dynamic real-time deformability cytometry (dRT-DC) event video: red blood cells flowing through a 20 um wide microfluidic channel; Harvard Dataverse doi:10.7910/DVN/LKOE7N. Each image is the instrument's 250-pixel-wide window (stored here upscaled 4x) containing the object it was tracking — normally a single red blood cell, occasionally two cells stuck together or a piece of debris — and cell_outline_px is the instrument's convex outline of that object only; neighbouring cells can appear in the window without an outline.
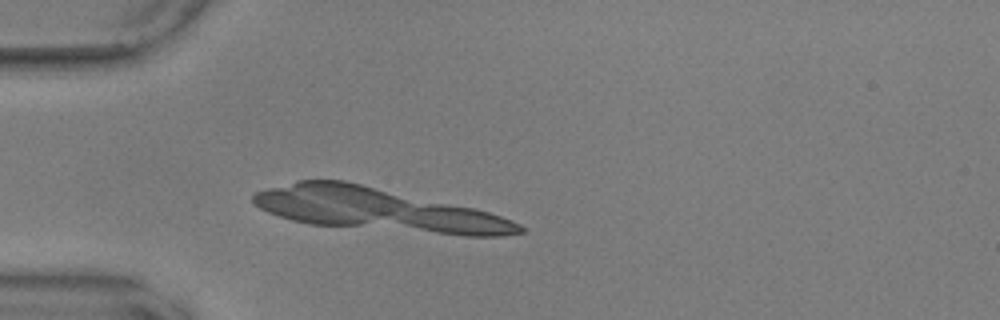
{"species": "common noctule bat (a hibernating species)", "species_latin": "Nyctalus noctula", "temperature_condition": "warm", "stored_images_in_passage": 7, "camera_frame_rate_fps": 3000, "um_per_image_px": 0.085, "animal": {"sex": "male", "body_mass_g": 17.9, "forearm_length_mm": 54.2}, "frame": {"image": 1, "passage_image": 1, "time_ms": 0.0, "image_size_px": [1000, 320], "cell_outline_px": [[520, 228], [516, 232], [448, 232], [432, 228], [420, 224], [428, 208], [460, 208], [480, 212], [504, 220]], "centroid_in_image_um": [39.52, 18.81], "position_along_channel_um": 45.5, "area_um2": 12.54}}